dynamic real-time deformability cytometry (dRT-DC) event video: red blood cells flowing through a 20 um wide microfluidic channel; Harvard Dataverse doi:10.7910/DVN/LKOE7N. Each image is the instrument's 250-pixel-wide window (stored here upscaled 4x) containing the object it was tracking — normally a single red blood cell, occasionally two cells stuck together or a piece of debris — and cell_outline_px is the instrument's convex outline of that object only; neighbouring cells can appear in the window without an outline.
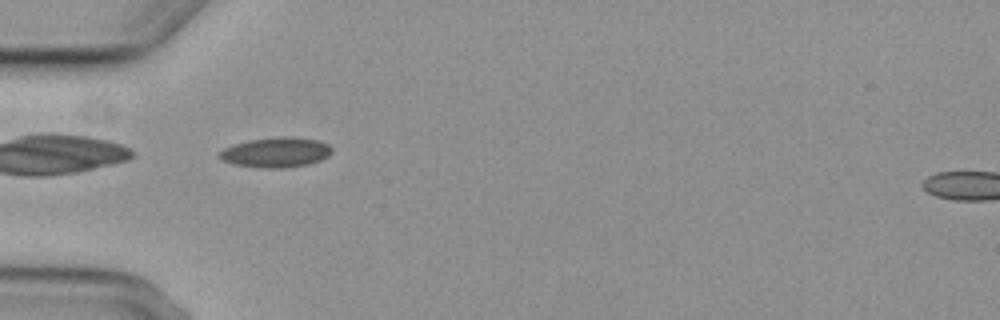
{"species": "common noctule bat (a hibernating species)", "species_latin": "Nyctalus noctula", "temperature_condition": "cold", "stored_images_in_passage": 2, "camera_frame_rate_fps": 3000, "um_per_image_px": 0.085, "animal": {"sex": "female", "body_mass_g": 29.2, "forearm_length_mm": 56.3}, "frame": {"image": 1, "passage_image": 1, "time_ms": 0.0, "image_size_px": [1000, 320], "cell_outline_px": [[332, 152], [328, 156], [320, 160], [308, 164], [284, 168], [260, 168], [236, 164], [220, 160], [216, 156], [224, 148], [232, 144], [248, 140], [280, 136], [292, 136], [316, 140], [328, 144], [332, 148]], "centroid_in_image_um": [23.43, 12.94], "position_along_channel_um": 61.6, "area_um2": 19.83}}